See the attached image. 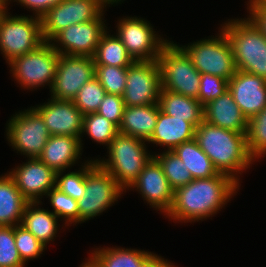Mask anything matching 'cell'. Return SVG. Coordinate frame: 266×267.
<instances>
[{
    "label": "cell",
    "instance_id": "cell-5",
    "mask_svg": "<svg viewBox=\"0 0 266 267\" xmlns=\"http://www.w3.org/2000/svg\"><path fill=\"white\" fill-rule=\"evenodd\" d=\"M178 45L186 52L200 74L216 75L229 81L237 72L231 45L220 28L215 36Z\"/></svg>",
    "mask_w": 266,
    "mask_h": 267
},
{
    "label": "cell",
    "instance_id": "cell-30",
    "mask_svg": "<svg viewBox=\"0 0 266 267\" xmlns=\"http://www.w3.org/2000/svg\"><path fill=\"white\" fill-rule=\"evenodd\" d=\"M119 134L118 127L98 113H90L84 115L83 132L81 134L80 144L84 149L82 139L84 135L88 136L92 142L100 146L107 147L112 140Z\"/></svg>",
    "mask_w": 266,
    "mask_h": 267
},
{
    "label": "cell",
    "instance_id": "cell-20",
    "mask_svg": "<svg viewBox=\"0 0 266 267\" xmlns=\"http://www.w3.org/2000/svg\"><path fill=\"white\" fill-rule=\"evenodd\" d=\"M83 151L79 137L51 135L38 158L57 173L86 163L88 159L84 161L81 157Z\"/></svg>",
    "mask_w": 266,
    "mask_h": 267
},
{
    "label": "cell",
    "instance_id": "cell-21",
    "mask_svg": "<svg viewBox=\"0 0 266 267\" xmlns=\"http://www.w3.org/2000/svg\"><path fill=\"white\" fill-rule=\"evenodd\" d=\"M204 121L234 132L246 133L248 119L229 90L204 106Z\"/></svg>",
    "mask_w": 266,
    "mask_h": 267
},
{
    "label": "cell",
    "instance_id": "cell-25",
    "mask_svg": "<svg viewBox=\"0 0 266 267\" xmlns=\"http://www.w3.org/2000/svg\"><path fill=\"white\" fill-rule=\"evenodd\" d=\"M29 202L24 198L8 172L0 175V226H16Z\"/></svg>",
    "mask_w": 266,
    "mask_h": 267
},
{
    "label": "cell",
    "instance_id": "cell-17",
    "mask_svg": "<svg viewBox=\"0 0 266 267\" xmlns=\"http://www.w3.org/2000/svg\"><path fill=\"white\" fill-rule=\"evenodd\" d=\"M7 172L28 202H42L44 196L56 187V172L39 158H27L26 162Z\"/></svg>",
    "mask_w": 266,
    "mask_h": 267
},
{
    "label": "cell",
    "instance_id": "cell-44",
    "mask_svg": "<svg viewBox=\"0 0 266 267\" xmlns=\"http://www.w3.org/2000/svg\"><path fill=\"white\" fill-rule=\"evenodd\" d=\"M103 9L107 10L106 8L112 7V5L115 7V5H119L125 1V0H95ZM111 5V6H110Z\"/></svg>",
    "mask_w": 266,
    "mask_h": 267
},
{
    "label": "cell",
    "instance_id": "cell-16",
    "mask_svg": "<svg viewBox=\"0 0 266 267\" xmlns=\"http://www.w3.org/2000/svg\"><path fill=\"white\" fill-rule=\"evenodd\" d=\"M128 191H137L144 203L149 204L153 210L160 211L158 213L164 214L163 217L170 211L174 200V190L154 157L125 192Z\"/></svg>",
    "mask_w": 266,
    "mask_h": 267
},
{
    "label": "cell",
    "instance_id": "cell-9",
    "mask_svg": "<svg viewBox=\"0 0 266 267\" xmlns=\"http://www.w3.org/2000/svg\"><path fill=\"white\" fill-rule=\"evenodd\" d=\"M12 115L5 124L9 146L25 159L38 158L51 136L43 119L32 107Z\"/></svg>",
    "mask_w": 266,
    "mask_h": 267
},
{
    "label": "cell",
    "instance_id": "cell-6",
    "mask_svg": "<svg viewBox=\"0 0 266 267\" xmlns=\"http://www.w3.org/2000/svg\"><path fill=\"white\" fill-rule=\"evenodd\" d=\"M171 39L162 47L157 59L161 71V90L198 99L201 74L186 52Z\"/></svg>",
    "mask_w": 266,
    "mask_h": 267
},
{
    "label": "cell",
    "instance_id": "cell-10",
    "mask_svg": "<svg viewBox=\"0 0 266 267\" xmlns=\"http://www.w3.org/2000/svg\"><path fill=\"white\" fill-rule=\"evenodd\" d=\"M116 22L115 35L134 61L157 60L162 47L169 41L155 31L157 29L146 18L127 15L119 17Z\"/></svg>",
    "mask_w": 266,
    "mask_h": 267
},
{
    "label": "cell",
    "instance_id": "cell-39",
    "mask_svg": "<svg viewBox=\"0 0 266 267\" xmlns=\"http://www.w3.org/2000/svg\"><path fill=\"white\" fill-rule=\"evenodd\" d=\"M228 90V81L222 77L210 74L200 75L198 101L205 106Z\"/></svg>",
    "mask_w": 266,
    "mask_h": 267
},
{
    "label": "cell",
    "instance_id": "cell-41",
    "mask_svg": "<svg viewBox=\"0 0 266 267\" xmlns=\"http://www.w3.org/2000/svg\"><path fill=\"white\" fill-rule=\"evenodd\" d=\"M62 0H8V6L13 2L20 5L27 11H31L33 16L41 18L48 10L60 3Z\"/></svg>",
    "mask_w": 266,
    "mask_h": 267
},
{
    "label": "cell",
    "instance_id": "cell-45",
    "mask_svg": "<svg viewBox=\"0 0 266 267\" xmlns=\"http://www.w3.org/2000/svg\"><path fill=\"white\" fill-rule=\"evenodd\" d=\"M79 267H100L96 261L88 254V258H85Z\"/></svg>",
    "mask_w": 266,
    "mask_h": 267
},
{
    "label": "cell",
    "instance_id": "cell-22",
    "mask_svg": "<svg viewBox=\"0 0 266 267\" xmlns=\"http://www.w3.org/2000/svg\"><path fill=\"white\" fill-rule=\"evenodd\" d=\"M194 138L195 127L190 122L169 116L160 110L154 133L147 143L163 147V151H173L178 145Z\"/></svg>",
    "mask_w": 266,
    "mask_h": 267
},
{
    "label": "cell",
    "instance_id": "cell-2",
    "mask_svg": "<svg viewBox=\"0 0 266 267\" xmlns=\"http://www.w3.org/2000/svg\"><path fill=\"white\" fill-rule=\"evenodd\" d=\"M195 139L218 173L230 176L241 186L240 176L256 162L248 152L246 133L234 132L203 121L195 128Z\"/></svg>",
    "mask_w": 266,
    "mask_h": 267
},
{
    "label": "cell",
    "instance_id": "cell-12",
    "mask_svg": "<svg viewBox=\"0 0 266 267\" xmlns=\"http://www.w3.org/2000/svg\"><path fill=\"white\" fill-rule=\"evenodd\" d=\"M161 88L158 60L134 61L127 67L124 104L125 106L158 104Z\"/></svg>",
    "mask_w": 266,
    "mask_h": 267
},
{
    "label": "cell",
    "instance_id": "cell-40",
    "mask_svg": "<svg viewBox=\"0 0 266 267\" xmlns=\"http://www.w3.org/2000/svg\"><path fill=\"white\" fill-rule=\"evenodd\" d=\"M125 107L123 96L106 93L96 113L119 127Z\"/></svg>",
    "mask_w": 266,
    "mask_h": 267
},
{
    "label": "cell",
    "instance_id": "cell-1",
    "mask_svg": "<svg viewBox=\"0 0 266 267\" xmlns=\"http://www.w3.org/2000/svg\"><path fill=\"white\" fill-rule=\"evenodd\" d=\"M239 190L240 185L222 173L193 179L174 191L173 204L165 218L180 224L207 220L225 209Z\"/></svg>",
    "mask_w": 266,
    "mask_h": 267
},
{
    "label": "cell",
    "instance_id": "cell-18",
    "mask_svg": "<svg viewBox=\"0 0 266 267\" xmlns=\"http://www.w3.org/2000/svg\"><path fill=\"white\" fill-rule=\"evenodd\" d=\"M41 104L31 107L41 116L50 135L75 136L81 139L84 114L72 100L50 97Z\"/></svg>",
    "mask_w": 266,
    "mask_h": 267
},
{
    "label": "cell",
    "instance_id": "cell-24",
    "mask_svg": "<svg viewBox=\"0 0 266 267\" xmlns=\"http://www.w3.org/2000/svg\"><path fill=\"white\" fill-rule=\"evenodd\" d=\"M160 110L159 104L126 106L119 133L148 141L154 133Z\"/></svg>",
    "mask_w": 266,
    "mask_h": 267
},
{
    "label": "cell",
    "instance_id": "cell-14",
    "mask_svg": "<svg viewBox=\"0 0 266 267\" xmlns=\"http://www.w3.org/2000/svg\"><path fill=\"white\" fill-rule=\"evenodd\" d=\"M106 11L95 0H62L41 17L42 37L49 42L61 30L96 20Z\"/></svg>",
    "mask_w": 266,
    "mask_h": 267
},
{
    "label": "cell",
    "instance_id": "cell-3",
    "mask_svg": "<svg viewBox=\"0 0 266 267\" xmlns=\"http://www.w3.org/2000/svg\"><path fill=\"white\" fill-rule=\"evenodd\" d=\"M246 17L224 20L219 28L231 45L237 70L266 80V37L254 22Z\"/></svg>",
    "mask_w": 266,
    "mask_h": 267
},
{
    "label": "cell",
    "instance_id": "cell-26",
    "mask_svg": "<svg viewBox=\"0 0 266 267\" xmlns=\"http://www.w3.org/2000/svg\"><path fill=\"white\" fill-rule=\"evenodd\" d=\"M158 104L165 114L186 120L195 128L204 121V106L195 98L161 90Z\"/></svg>",
    "mask_w": 266,
    "mask_h": 267
},
{
    "label": "cell",
    "instance_id": "cell-33",
    "mask_svg": "<svg viewBox=\"0 0 266 267\" xmlns=\"http://www.w3.org/2000/svg\"><path fill=\"white\" fill-rule=\"evenodd\" d=\"M246 145L250 156L256 162L266 157V106L248 119Z\"/></svg>",
    "mask_w": 266,
    "mask_h": 267
},
{
    "label": "cell",
    "instance_id": "cell-46",
    "mask_svg": "<svg viewBox=\"0 0 266 267\" xmlns=\"http://www.w3.org/2000/svg\"><path fill=\"white\" fill-rule=\"evenodd\" d=\"M8 9H11L10 7H8V5H0V21L3 15L8 11Z\"/></svg>",
    "mask_w": 266,
    "mask_h": 267
},
{
    "label": "cell",
    "instance_id": "cell-31",
    "mask_svg": "<svg viewBox=\"0 0 266 267\" xmlns=\"http://www.w3.org/2000/svg\"><path fill=\"white\" fill-rule=\"evenodd\" d=\"M153 157L161 166L171 188L175 191L186 186L193 180L183 161L173 151L152 152Z\"/></svg>",
    "mask_w": 266,
    "mask_h": 267
},
{
    "label": "cell",
    "instance_id": "cell-28",
    "mask_svg": "<svg viewBox=\"0 0 266 267\" xmlns=\"http://www.w3.org/2000/svg\"><path fill=\"white\" fill-rule=\"evenodd\" d=\"M173 152L183 161L193 179L209 178L218 174L211 159L195 138L178 145Z\"/></svg>",
    "mask_w": 266,
    "mask_h": 267
},
{
    "label": "cell",
    "instance_id": "cell-15",
    "mask_svg": "<svg viewBox=\"0 0 266 267\" xmlns=\"http://www.w3.org/2000/svg\"><path fill=\"white\" fill-rule=\"evenodd\" d=\"M94 75L95 62L92 57L60 54L49 95L55 99L73 101L81 87Z\"/></svg>",
    "mask_w": 266,
    "mask_h": 267
},
{
    "label": "cell",
    "instance_id": "cell-34",
    "mask_svg": "<svg viewBox=\"0 0 266 267\" xmlns=\"http://www.w3.org/2000/svg\"><path fill=\"white\" fill-rule=\"evenodd\" d=\"M45 198H48L52 212L62 221L61 223L67 226V229L79 224L78 201L56 187L52 188Z\"/></svg>",
    "mask_w": 266,
    "mask_h": 267
},
{
    "label": "cell",
    "instance_id": "cell-19",
    "mask_svg": "<svg viewBox=\"0 0 266 267\" xmlns=\"http://www.w3.org/2000/svg\"><path fill=\"white\" fill-rule=\"evenodd\" d=\"M228 90L247 119L266 106V80L260 76L237 70L228 81Z\"/></svg>",
    "mask_w": 266,
    "mask_h": 267
},
{
    "label": "cell",
    "instance_id": "cell-38",
    "mask_svg": "<svg viewBox=\"0 0 266 267\" xmlns=\"http://www.w3.org/2000/svg\"><path fill=\"white\" fill-rule=\"evenodd\" d=\"M0 267H26L16 247L14 226H0Z\"/></svg>",
    "mask_w": 266,
    "mask_h": 267
},
{
    "label": "cell",
    "instance_id": "cell-8",
    "mask_svg": "<svg viewBox=\"0 0 266 267\" xmlns=\"http://www.w3.org/2000/svg\"><path fill=\"white\" fill-rule=\"evenodd\" d=\"M9 11L0 21V53L7 65L45 42L41 18L30 14L12 15Z\"/></svg>",
    "mask_w": 266,
    "mask_h": 267
},
{
    "label": "cell",
    "instance_id": "cell-23",
    "mask_svg": "<svg viewBox=\"0 0 266 267\" xmlns=\"http://www.w3.org/2000/svg\"><path fill=\"white\" fill-rule=\"evenodd\" d=\"M41 205L43 202H29L20 225L47 247L58 237V231L62 228L64 232L67 227L64 224L60 226L61 220L51 210L44 209Z\"/></svg>",
    "mask_w": 266,
    "mask_h": 267
},
{
    "label": "cell",
    "instance_id": "cell-13",
    "mask_svg": "<svg viewBox=\"0 0 266 267\" xmlns=\"http://www.w3.org/2000/svg\"><path fill=\"white\" fill-rule=\"evenodd\" d=\"M104 14L96 20L74 24L61 30L49 43L59 54L93 58L101 35L109 28Z\"/></svg>",
    "mask_w": 266,
    "mask_h": 267
},
{
    "label": "cell",
    "instance_id": "cell-7",
    "mask_svg": "<svg viewBox=\"0 0 266 267\" xmlns=\"http://www.w3.org/2000/svg\"><path fill=\"white\" fill-rule=\"evenodd\" d=\"M60 54L49 42H44L37 49L11 61L9 73L21 90L37 91V89L53 85L56 67Z\"/></svg>",
    "mask_w": 266,
    "mask_h": 267
},
{
    "label": "cell",
    "instance_id": "cell-47",
    "mask_svg": "<svg viewBox=\"0 0 266 267\" xmlns=\"http://www.w3.org/2000/svg\"><path fill=\"white\" fill-rule=\"evenodd\" d=\"M0 5H8V0H0Z\"/></svg>",
    "mask_w": 266,
    "mask_h": 267
},
{
    "label": "cell",
    "instance_id": "cell-43",
    "mask_svg": "<svg viewBox=\"0 0 266 267\" xmlns=\"http://www.w3.org/2000/svg\"><path fill=\"white\" fill-rule=\"evenodd\" d=\"M140 267H178L172 261L163 258L162 256L152 253Z\"/></svg>",
    "mask_w": 266,
    "mask_h": 267
},
{
    "label": "cell",
    "instance_id": "cell-27",
    "mask_svg": "<svg viewBox=\"0 0 266 267\" xmlns=\"http://www.w3.org/2000/svg\"><path fill=\"white\" fill-rule=\"evenodd\" d=\"M89 255L100 267H140L153 253L148 250L124 248L121 246L92 248Z\"/></svg>",
    "mask_w": 266,
    "mask_h": 267
},
{
    "label": "cell",
    "instance_id": "cell-29",
    "mask_svg": "<svg viewBox=\"0 0 266 267\" xmlns=\"http://www.w3.org/2000/svg\"><path fill=\"white\" fill-rule=\"evenodd\" d=\"M107 30L101 35L95 55V65H109L116 67H128L134 60L129 56L120 39L113 34V30ZM109 30V31H108ZM111 31V32H110Z\"/></svg>",
    "mask_w": 266,
    "mask_h": 267
},
{
    "label": "cell",
    "instance_id": "cell-36",
    "mask_svg": "<svg viewBox=\"0 0 266 267\" xmlns=\"http://www.w3.org/2000/svg\"><path fill=\"white\" fill-rule=\"evenodd\" d=\"M94 76L106 93L123 96L126 88L127 67L95 65Z\"/></svg>",
    "mask_w": 266,
    "mask_h": 267
},
{
    "label": "cell",
    "instance_id": "cell-42",
    "mask_svg": "<svg viewBox=\"0 0 266 267\" xmlns=\"http://www.w3.org/2000/svg\"><path fill=\"white\" fill-rule=\"evenodd\" d=\"M247 15L254 24L261 30L266 37V9L263 8L256 0H248Z\"/></svg>",
    "mask_w": 266,
    "mask_h": 267
},
{
    "label": "cell",
    "instance_id": "cell-4",
    "mask_svg": "<svg viewBox=\"0 0 266 267\" xmlns=\"http://www.w3.org/2000/svg\"><path fill=\"white\" fill-rule=\"evenodd\" d=\"M147 147V141L119 133L106 147L107 157L94 159L126 191L153 157Z\"/></svg>",
    "mask_w": 266,
    "mask_h": 267
},
{
    "label": "cell",
    "instance_id": "cell-37",
    "mask_svg": "<svg viewBox=\"0 0 266 267\" xmlns=\"http://www.w3.org/2000/svg\"><path fill=\"white\" fill-rule=\"evenodd\" d=\"M14 238L17 250L25 265L29 260L39 259L48 248L21 225L14 226Z\"/></svg>",
    "mask_w": 266,
    "mask_h": 267
},
{
    "label": "cell",
    "instance_id": "cell-35",
    "mask_svg": "<svg viewBox=\"0 0 266 267\" xmlns=\"http://www.w3.org/2000/svg\"><path fill=\"white\" fill-rule=\"evenodd\" d=\"M105 94L101 83L93 77L81 87L73 102L84 115L96 113Z\"/></svg>",
    "mask_w": 266,
    "mask_h": 267
},
{
    "label": "cell",
    "instance_id": "cell-11",
    "mask_svg": "<svg viewBox=\"0 0 266 267\" xmlns=\"http://www.w3.org/2000/svg\"><path fill=\"white\" fill-rule=\"evenodd\" d=\"M124 193L115 178L96 163L86 174L85 194L78 200L79 223L102 215L119 202Z\"/></svg>",
    "mask_w": 266,
    "mask_h": 267
},
{
    "label": "cell",
    "instance_id": "cell-32",
    "mask_svg": "<svg viewBox=\"0 0 266 267\" xmlns=\"http://www.w3.org/2000/svg\"><path fill=\"white\" fill-rule=\"evenodd\" d=\"M95 164V159L90 157L78 170L57 172L56 188L76 201L80 200L85 194L86 174Z\"/></svg>",
    "mask_w": 266,
    "mask_h": 267
}]
</instances>
